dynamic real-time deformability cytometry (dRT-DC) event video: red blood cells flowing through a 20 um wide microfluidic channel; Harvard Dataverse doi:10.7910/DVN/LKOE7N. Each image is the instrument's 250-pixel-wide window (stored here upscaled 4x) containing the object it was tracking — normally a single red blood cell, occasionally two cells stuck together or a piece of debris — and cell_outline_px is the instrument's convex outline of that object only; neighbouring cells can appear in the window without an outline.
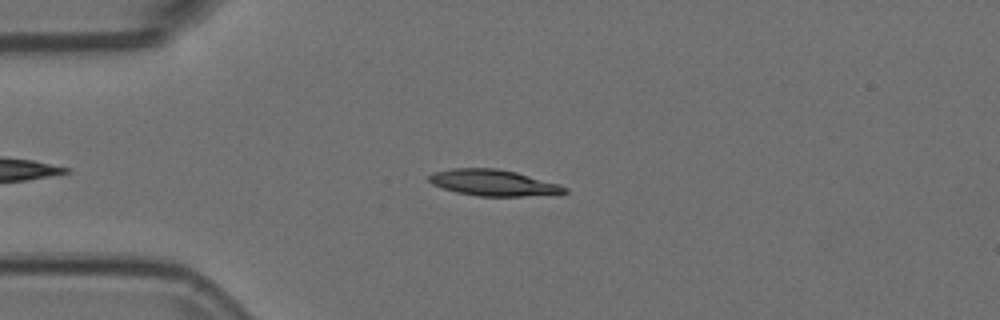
{"species": "Egyptian fruit bat (a non-hibernating species)", "species_latin": "Rousettus aegyptiacus", "temperature_condition": "room temperature", "stored_images_in_passage": 49, "camera_frame_rate_fps": 3000, "um_per_image_px": 0.085, "animal": {"sex": "female"}, "frame": {"image": 1, "passage_image": 12, "time_ms": 3.667, "image_size_px": [1000, 320], "cell_outline_px": [[568, 192], [524, 196], [480, 196], [456, 192], [432, 184], [428, 180], [428, 176], [432, 172], [452, 168], [496, 168], [516, 172], [560, 184], [568, 188]], "centroid_in_image_um": [41.91, 15.52], "position_along_channel_um": 43.1, "area_um2": 20.58}}
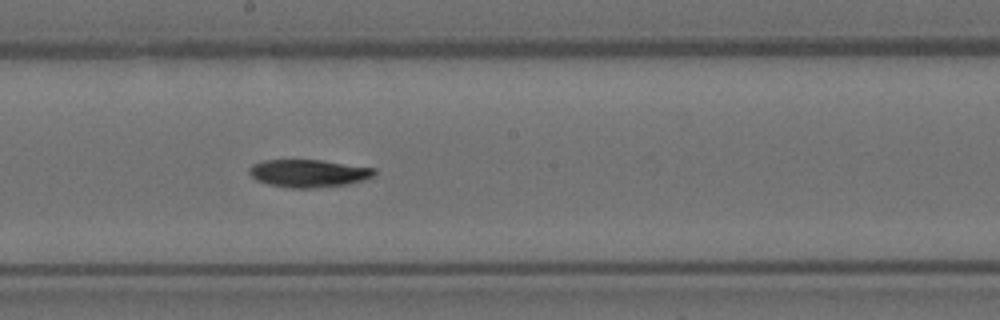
{"frame": {"image": 2, "passage_image": 28, "time_ms": 9.0, "image_size_px": [1000, 320], "cell_outline_px": [[376, 176], [364, 180], [348, 184], [316, 188], [288, 188], [268, 184], [256, 180], [248, 172], [248, 168], [252, 164], [264, 160], [320, 160], [376, 168]], "centroid_in_image_um": [26.24, 14.73], "position_along_channel_um": 222.0, "area_um2": 20.4}}
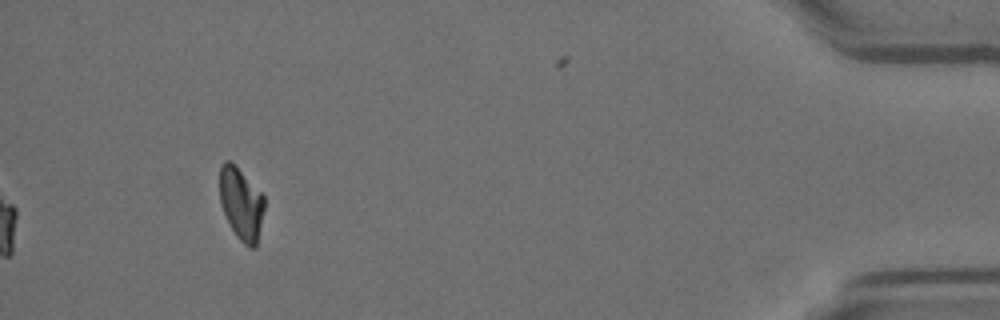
{"frame": {"image": 3, "passage_image": 49, "time_ms": 16.0, "image_size_px": [1000, 320], "cell_outline_px": [[264, 208], [256, 248], [248, 248], [236, 236], [220, 204], [220, 164], [224, 160], [228, 160], [236, 164], [264, 196]], "centroid_in_image_um": [20.5, 17.29], "position_along_channel_um": 414.7, "area_um2": 18.84}, "authors_computed_cell_mechanics": {"area_um2": 20.4034, "velocity_mm_per_s": 3.7381, "shape_relaxation_time_tau1_ms": 9.7932, "shape_relaxation_time_tau2_ms": null, "deformation_change_tau1": 0.2317, "deformation_change_tau2": null}}